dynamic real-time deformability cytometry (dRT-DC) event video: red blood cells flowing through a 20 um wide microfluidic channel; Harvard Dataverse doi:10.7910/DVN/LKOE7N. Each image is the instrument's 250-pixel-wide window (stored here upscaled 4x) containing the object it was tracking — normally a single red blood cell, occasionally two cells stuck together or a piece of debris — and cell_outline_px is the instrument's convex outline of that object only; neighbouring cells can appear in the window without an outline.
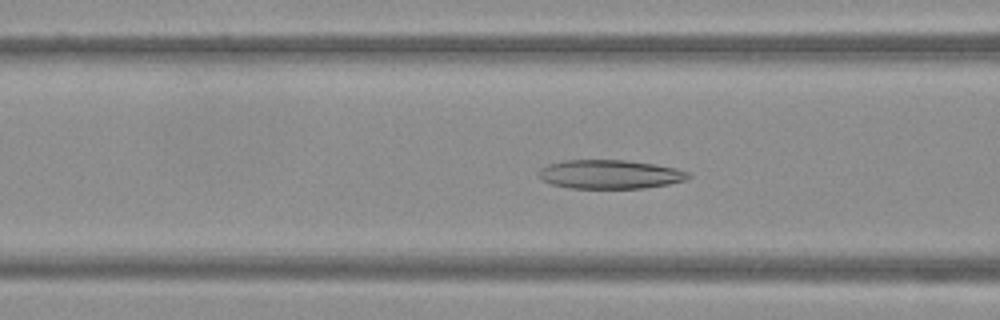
{"species": "Egyptian fruit bat (a non-hibernating species)", "species_latin": "Rousettus aegyptiacus", "temperature_condition": "warm", "stored_images_in_passage": 50, "camera_frame_rate_fps": 3000, "um_per_image_px": 0.085, "frame": {"image": 1, "passage_image": 19, "time_ms": 6.0, "image_size_px": [1000, 320], "cell_outline_px": [[692, 176], [684, 180], [668, 184], [644, 188], [568, 188], [552, 184], [544, 180], [540, 176], [540, 168], [548, 164], [564, 160], [624, 160], [656, 164], [676, 168], [688, 172]], "centroid_in_image_um": [51.86, 14.81], "position_along_channel_um": 114.7, "area_um2": 25.09}}
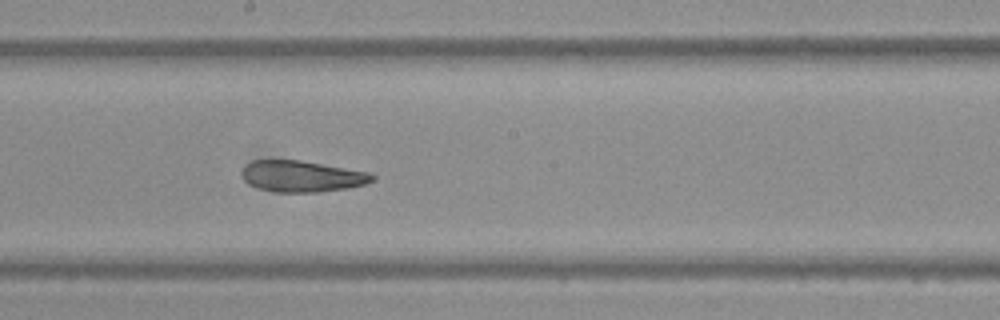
{"frame": {"image": 2, "passage_image": 27, "time_ms": 8.667, "image_size_px": [1000, 320], "cell_outline_px": [[376, 180], [364, 184], [348, 188], [316, 192], [276, 192], [260, 188], [248, 184], [244, 180], [240, 172], [244, 164], [252, 160], [300, 160], [368, 172], [376, 176]], "centroid_in_image_um": [25.63, 14.98], "position_along_channel_um": 222.6, "area_um2": 23.81}}
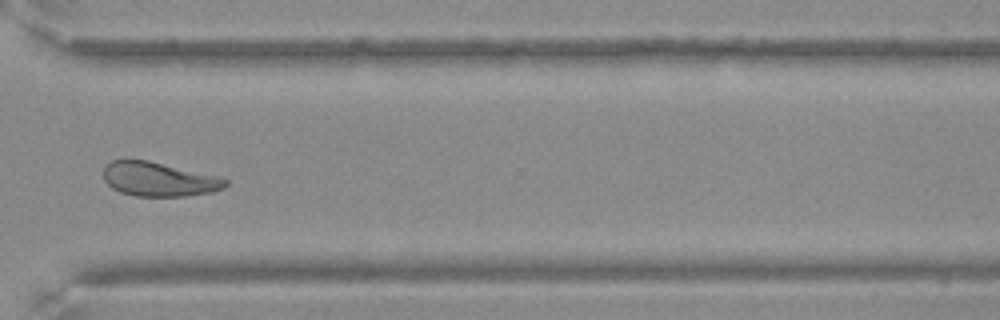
{"frame": {"image": 3, "passage_image": 37, "time_ms": 12.0, "image_size_px": [1000, 320], "cell_outline_px": [[228, 184], [224, 188], [212, 192], [184, 196], [136, 196], [120, 192], [112, 188], [104, 180], [104, 168], [112, 160], [148, 160], [216, 176], [228, 180]], "centroid_in_image_um": [13.5, 15.24], "position_along_channel_um": 357.1, "area_um2": 24.04}}